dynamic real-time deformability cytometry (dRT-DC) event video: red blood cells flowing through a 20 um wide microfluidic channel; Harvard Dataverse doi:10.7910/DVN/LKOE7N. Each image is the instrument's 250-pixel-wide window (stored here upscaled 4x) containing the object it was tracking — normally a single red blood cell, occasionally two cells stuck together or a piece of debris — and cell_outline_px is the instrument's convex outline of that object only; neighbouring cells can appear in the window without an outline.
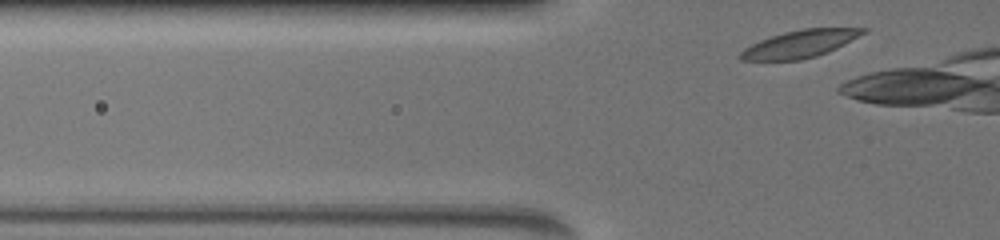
{"species": "common noctule bat (a hibernating species)", "species_latin": "Nyctalus noctula", "temperature_condition": "warm", "stored_images_in_passage": 7, "camera_frame_rate_fps": 3000, "um_per_image_px": 0.085, "animal": {"sex": "female", "body_mass_g": 19.5, "forearm_length_mm": 54.1}, "frame": {"image": 1, "passage_image": 2, "time_ms": 0.333, "image_size_px": [1000, 240], "cell_outline_px": [[868, 32], [836, 48], [816, 56], [800, 60], [740, 60], [736, 56], [744, 48], [760, 40], [784, 32], [804, 28], [868, 28]], "centroid_in_image_um": [67.99, 3.73], "position_along_channel_um": 57.8, "area_um2": 19.54}}